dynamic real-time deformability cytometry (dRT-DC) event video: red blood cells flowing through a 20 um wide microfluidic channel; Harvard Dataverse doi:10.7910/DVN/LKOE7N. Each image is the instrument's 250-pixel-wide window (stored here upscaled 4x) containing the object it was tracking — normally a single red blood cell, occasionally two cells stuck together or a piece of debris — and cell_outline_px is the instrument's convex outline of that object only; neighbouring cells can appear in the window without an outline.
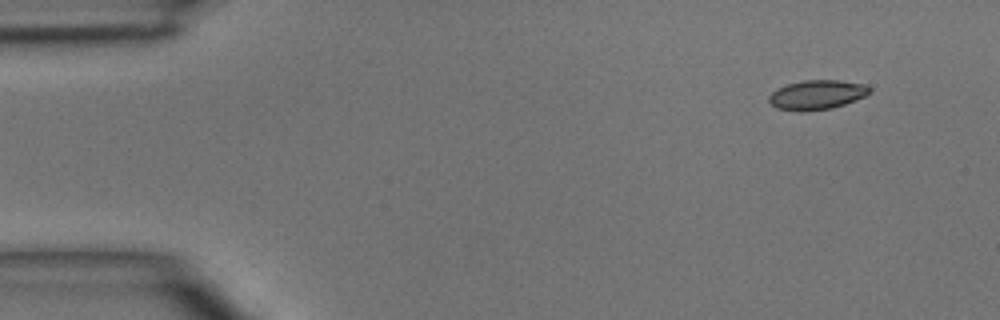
{"species": "common noctule bat (a hibernating species)", "species_latin": "Nyctalus noctula", "temperature_condition": "room temperature", "stored_images_in_passage": 6, "camera_frame_rate_fps": 3000, "um_per_image_px": 0.085, "animal": {"sex": "male", "body_mass_g": 15.6}, "frame": {"image": 1, "passage_image": 1, "time_ms": 0.0, "image_size_px": [1000, 320], "cell_outline_px": [[872, 92], [856, 100], [832, 108], [804, 112], [800, 112], [776, 108], [768, 100], [768, 96], [772, 92], [788, 84], [804, 80], [840, 80], [864, 84], [872, 88]], "centroid_in_image_um": [69.46, 8.06], "position_along_channel_um": 15.5, "area_um2": 17.34}}
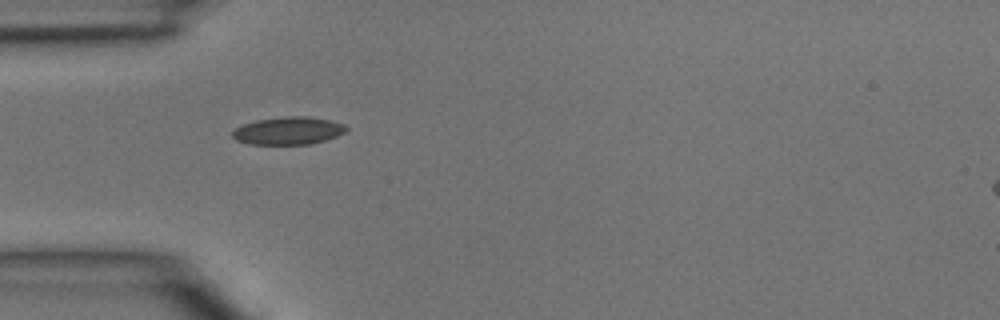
{"frame": {"image": 2, "passage_image": 4, "time_ms": 3.333, "image_size_px": [1000, 320], "cell_outline_px": [[348, 128], [344, 132], [336, 136], [324, 140], [308, 144], [248, 144], [236, 140], [232, 136], [232, 132], [236, 128], [244, 124], [256, 120], [284, 116], [308, 116], [328, 120], [344, 124]], "centroid_in_image_um": [24.48, 11.11], "position_along_channel_um": 60.5, "area_um2": 18.21}}
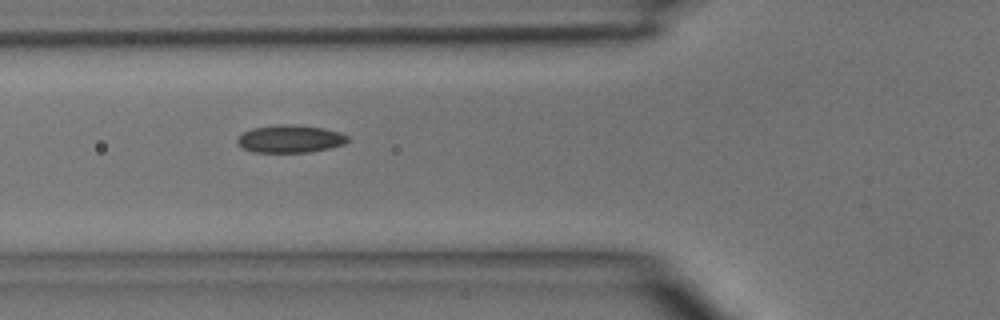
{"frame": {"image": 3, "passage_image": 5, "time_ms": 4.333, "image_size_px": [1000, 320], "cell_outline_px": [[348, 140], [344, 144], [312, 152], [252, 152], [236, 144], [236, 140], [244, 132], [252, 128], [276, 124], [296, 124], [324, 128], [340, 132], [348, 136]], "centroid_in_image_um": [24.65, 11.79], "position_along_channel_um": 101.1, "area_um2": 17.92}}